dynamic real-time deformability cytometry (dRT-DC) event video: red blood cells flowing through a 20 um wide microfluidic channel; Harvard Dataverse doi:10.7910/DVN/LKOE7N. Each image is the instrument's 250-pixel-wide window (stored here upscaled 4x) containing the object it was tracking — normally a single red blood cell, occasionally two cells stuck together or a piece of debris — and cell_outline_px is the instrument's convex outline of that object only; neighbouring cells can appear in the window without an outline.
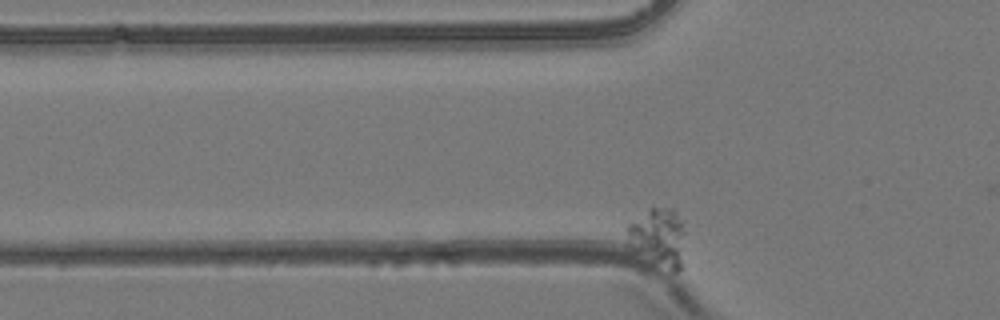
{"species": "common noctule bat (a hibernating species)", "species_latin": "Nyctalus noctula", "temperature_condition": "room temperature", "stored_images_in_passage": 38, "camera_frame_rate_fps": 3000, "um_per_image_px": 0.085, "animal": {"sex": "female", "body_mass_g": 24.6, "forearm_length_mm": 56.2}, "frame": {"image": 1, "passage_image": 3, "time_ms": 0.667, "image_size_px": [1000, 320], "cell_outline_px": [[684, 264], [676, 272], [668, 276], [632, 252], [624, 244], [628, 224], [648, 208], [672, 208], [676, 212], [680, 220], [684, 232]], "centroid_in_image_um": [55.91, 20.33], "position_along_channel_um": 69.9, "area_um2": 21.44}}
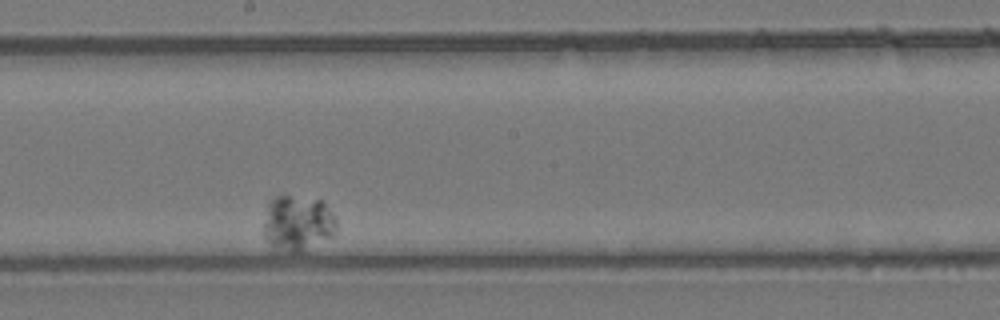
{"frame": {"image": 2, "passage_image": 23, "time_ms": 7.333, "image_size_px": [1000, 320], "cell_outline_px": [[336, 228], [332, 236], [304, 252], [276, 252], [264, 236], [264, 224], [268, 204], [276, 196], [288, 196], [320, 200], [324, 204], [336, 220]], "centroid_in_image_um": [25.28, 19.03], "position_along_channel_um": 222.9, "area_um2": 23.47}}
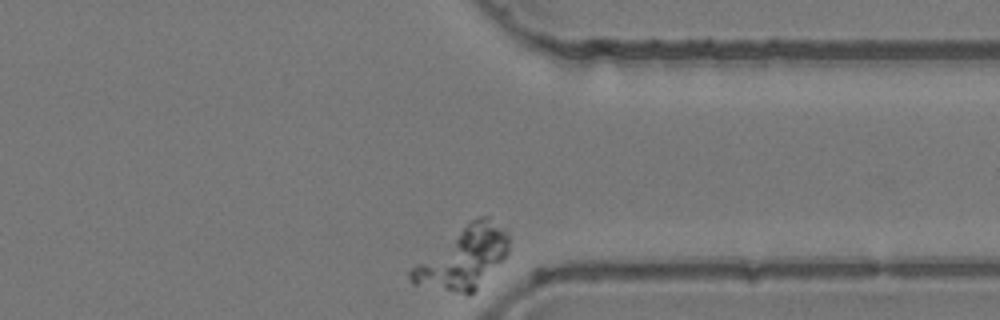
{"frame": {"image": 3, "passage_image": 38, "time_ms": 12.333, "image_size_px": [1000, 320], "cell_outline_px": [[508, 252], [476, 292], [472, 296], [468, 296], [412, 284], [408, 276], [408, 268], [472, 220], [480, 216], [488, 216], [504, 228], [508, 232]], "centroid_in_image_um": [39.36, 21.98], "position_along_channel_um": 372.0, "area_um2": 35.14}}